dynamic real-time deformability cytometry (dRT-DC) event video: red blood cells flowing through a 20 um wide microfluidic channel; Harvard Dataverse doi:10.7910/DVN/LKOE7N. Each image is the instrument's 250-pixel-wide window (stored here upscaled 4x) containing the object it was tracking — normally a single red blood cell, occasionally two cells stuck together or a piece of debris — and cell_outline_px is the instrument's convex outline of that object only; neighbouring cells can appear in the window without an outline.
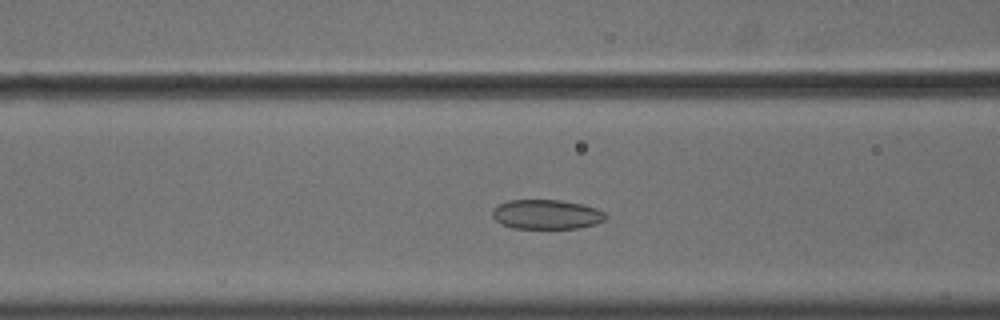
{"species": "common noctule bat (a hibernating species)", "species_latin": "Nyctalus noctula", "temperature_condition": "cold", "stored_images_in_passage": 48, "camera_frame_rate_fps": 3000, "um_per_image_px": 0.085, "animal": {"sex": "male", "body_mass_g": 18.8}, "frame": {"image": 1, "passage_image": 15, "time_ms": 4.667, "image_size_px": [1000, 320], "cell_outline_px": [[608, 216], [604, 220], [596, 224], [576, 228], [512, 228], [500, 224], [492, 216], [492, 208], [508, 200], [560, 200], [580, 204], [596, 208], [604, 212]], "centroid_in_image_um": [46.43, 18.22], "position_along_channel_um": 120.2, "area_um2": 19.48}}
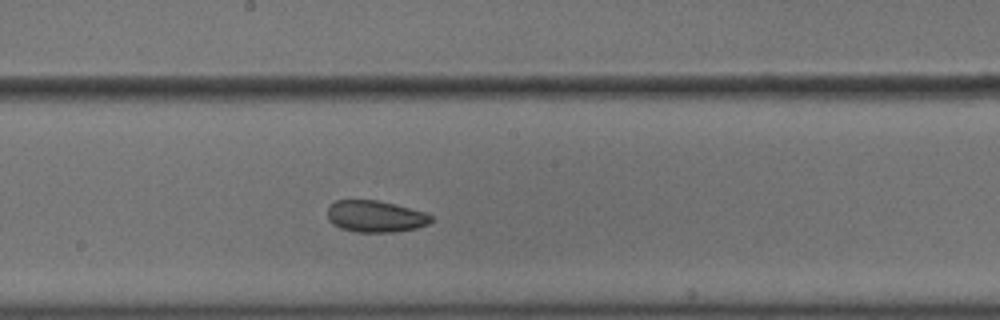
{"frame": {"image": 2, "passage_image": 23, "time_ms": 7.333, "image_size_px": [1000, 320], "cell_outline_px": [[432, 220], [428, 224], [416, 228], [396, 232], [356, 232], [340, 228], [332, 224], [328, 220], [328, 208], [336, 200], [376, 200], [396, 204], [424, 212], [432, 216]], "centroid_in_image_um": [31.9, 18.4], "position_along_channel_um": 216.3, "area_um2": 19.13}}
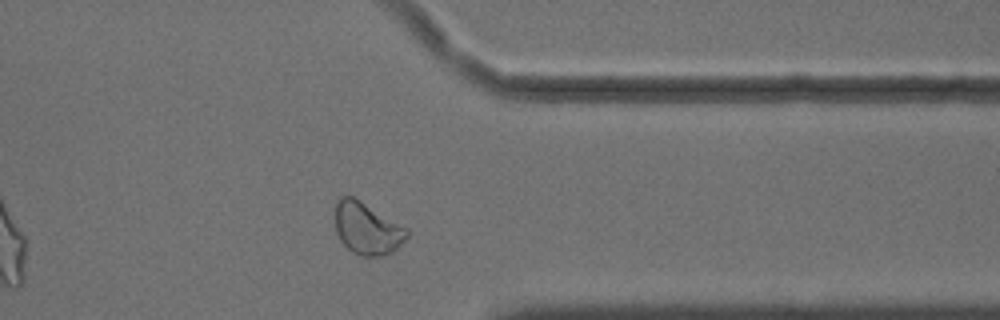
{"frame": {"image": 3, "passage_image": 37, "time_ms": 12.0, "image_size_px": [1000, 320], "cell_outline_px": [[408, 236], [392, 252], [384, 256], [364, 256], [352, 252], [340, 240], [336, 232], [336, 204], [340, 196], [352, 196], [360, 200], [408, 228]], "centroid_in_image_um": [31.21, 19.42], "position_along_channel_um": 380.2, "area_um2": 21.62}, "authors_computed_cell_mechanics": {"area_um2": 20.8369, "velocity_mm_per_s": 3.6001, "shape_relaxation_time_tau1_ms": 11.3682, "shape_relaxation_time_tau2_ms": 3.921, "deformation_change_tau1": 0.1455, "deformation_change_tau2": 0.0835}}